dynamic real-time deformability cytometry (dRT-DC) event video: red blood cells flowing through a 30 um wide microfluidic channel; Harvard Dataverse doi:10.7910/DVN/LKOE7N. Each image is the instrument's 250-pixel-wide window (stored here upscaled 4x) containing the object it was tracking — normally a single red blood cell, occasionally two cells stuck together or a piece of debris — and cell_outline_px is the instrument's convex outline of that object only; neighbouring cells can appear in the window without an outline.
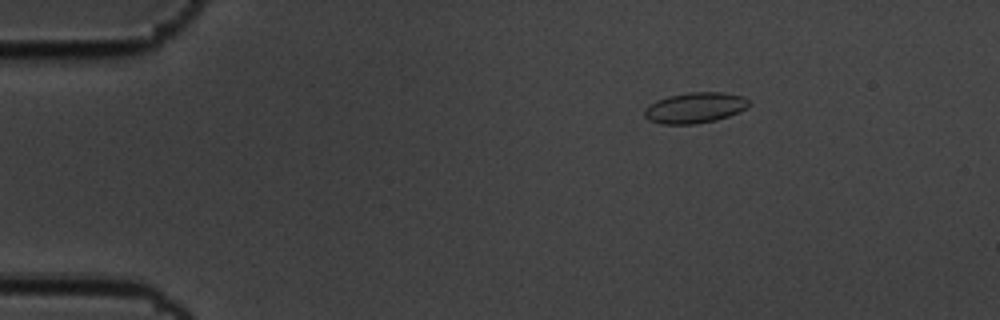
{"species": "common noctule bat (a hibernating species)", "species_latin": "Nyctalus noctula", "temperature_condition": "cold", "stored_images_in_passage": 50, "camera_frame_rate_fps": 3000, "um_per_image_px": 0.085, "animal": {"sex": "male", "body_mass_g": 19.5, "forearm_length_mm": 54.6}, "frame": {"image": 1, "passage_image": 1, "time_ms": 0.0, "image_size_px": [1000, 320], "cell_outline_px": [[748, 104], [744, 108], [728, 116], [716, 120], [696, 124], [660, 124], [648, 120], [644, 116], [644, 108], [648, 104], [656, 100], [668, 96], [688, 92], [724, 92], [744, 96], [748, 100]], "centroid_in_image_um": [59.0, 9.15], "position_along_channel_um": 26.0, "area_um2": 18.73}}
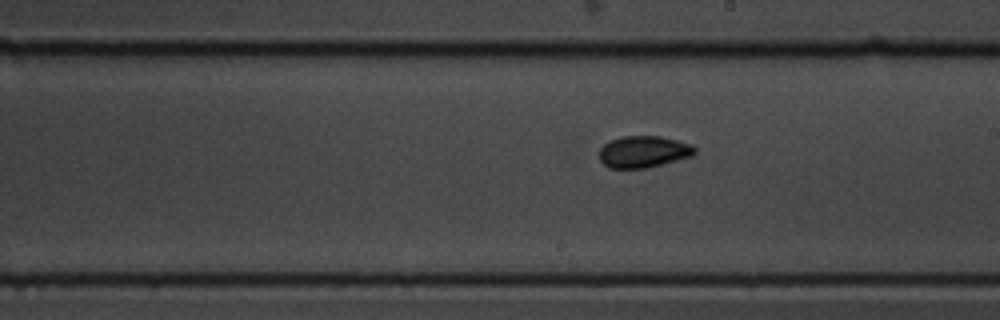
{"frame": {"image": 2, "passage_image": 25, "time_ms": 8.0, "image_size_px": [1000, 320], "cell_outline_px": [[696, 152], [692, 156], [648, 168], [608, 168], [600, 160], [600, 148], [608, 140], [620, 136], [660, 136], [692, 144], [696, 148]], "centroid_in_image_um": [54.69, 12.89], "position_along_channel_um": 234.3, "area_um2": 17.8}}
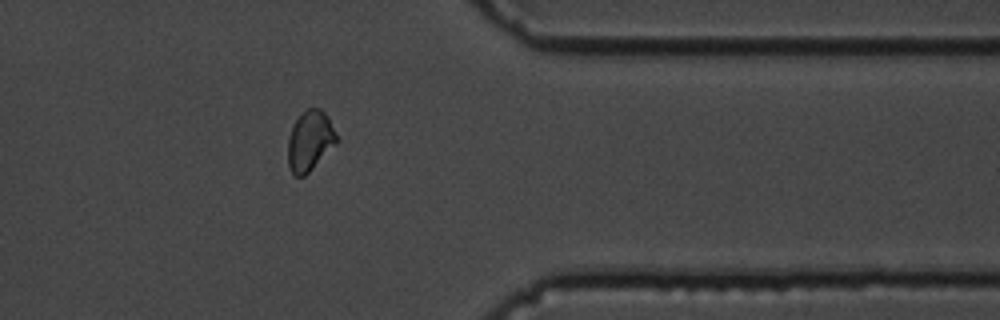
{"frame": {"image": 3, "passage_image": 39, "time_ms": 12.667, "image_size_px": [1000, 320], "cell_outline_px": [[336, 144], [304, 176], [296, 176], [292, 172], [288, 164], [288, 136], [292, 124], [308, 108], [320, 108], [328, 116], [336, 132]], "centroid_in_image_um": [26.33, 11.95], "position_along_channel_um": 385.1, "area_um2": 16.88}, "authors_computed_cell_mechanics": {"area_um2": 17.4845, "velocity_mm_per_s": 3.4729, "shape_relaxation_time_tau1_ms": 3.0328, "shape_relaxation_time_tau2_ms": 2.1847, "deformation_change_tau1": 0.0632, "deformation_change_tau2": 0.0505}}